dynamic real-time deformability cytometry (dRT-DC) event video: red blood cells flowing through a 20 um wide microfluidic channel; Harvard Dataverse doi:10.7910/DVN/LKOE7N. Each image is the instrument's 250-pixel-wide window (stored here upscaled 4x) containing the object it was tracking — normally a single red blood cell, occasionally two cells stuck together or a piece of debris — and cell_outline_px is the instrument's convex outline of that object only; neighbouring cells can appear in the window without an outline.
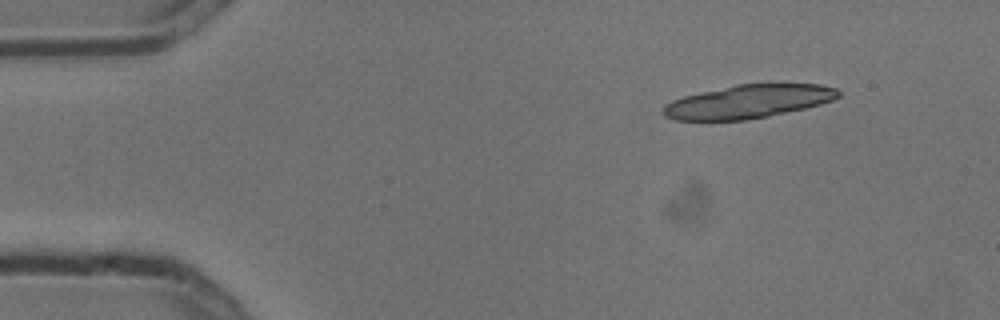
{"species": "common noctule bat (a hibernating species)", "species_latin": "Nyctalus noctula", "temperature_condition": "cold", "stored_images_in_passage": 5, "segment_of_instrument_passage": [2, 2], "camera_frame_rate_fps": 3000, "um_per_image_px": 0.085, "animal": {"sex": "male", "body_mass_g": 13.3}, "frame": {"image": 1, "passage_image": 5, "time_ms": 1.333, "image_size_px": [1000, 320], "cell_outline_px": [[840, 96], [832, 100], [820, 104], [804, 108], [768, 116], [744, 120], [676, 120], [664, 116], [664, 104], [672, 100], [684, 96], [700, 92], [736, 84], [768, 80], [776, 80], [820, 84], [836, 88], [840, 92]], "centroid_in_image_um": [63.68, 8.56], "position_along_channel_um": 21.3, "area_um2": 35.2}}